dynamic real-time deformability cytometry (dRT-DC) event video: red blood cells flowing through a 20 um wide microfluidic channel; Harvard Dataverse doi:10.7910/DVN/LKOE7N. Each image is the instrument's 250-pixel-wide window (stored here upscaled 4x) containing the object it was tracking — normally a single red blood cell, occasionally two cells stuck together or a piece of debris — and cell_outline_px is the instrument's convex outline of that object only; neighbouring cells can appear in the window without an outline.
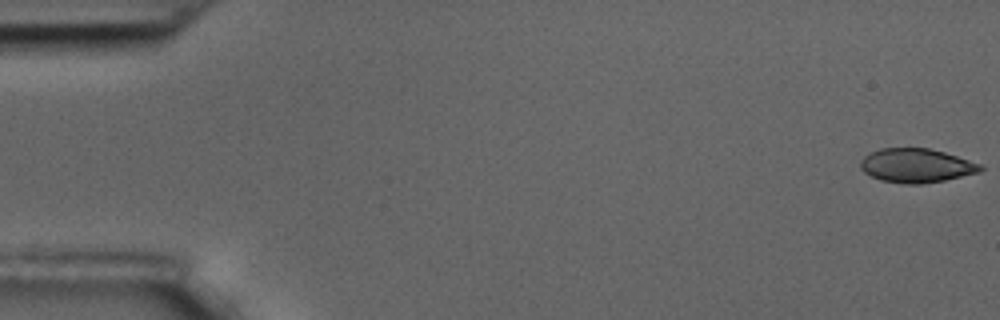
{"species": "common noctule bat (a hibernating species)", "species_latin": "Nyctalus noctula", "temperature_condition": "room temperature", "stored_images_in_passage": 59, "camera_frame_rate_fps": 3000, "um_per_image_px": 0.085, "animal": {"sex": "male", "body_mass_g": 17.5, "forearm_length_mm": 52.3}, "frame": {"image": 1, "passage_image": 1, "time_ms": 0.0, "image_size_px": [1000, 320], "cell_outline_px": [[984, 168], [980, 172], [944, 180], [920, 184], [904, 184], [880, 180], [864, 172], [860, 168], [860, 160], [864, 156], [880, 148], [928, 148], [944, 152], [984, 164]], "centroid_in_image_um": [77.91, 14.07], "position_along_channel_um": 7.1, "area_um2": 23.87}}
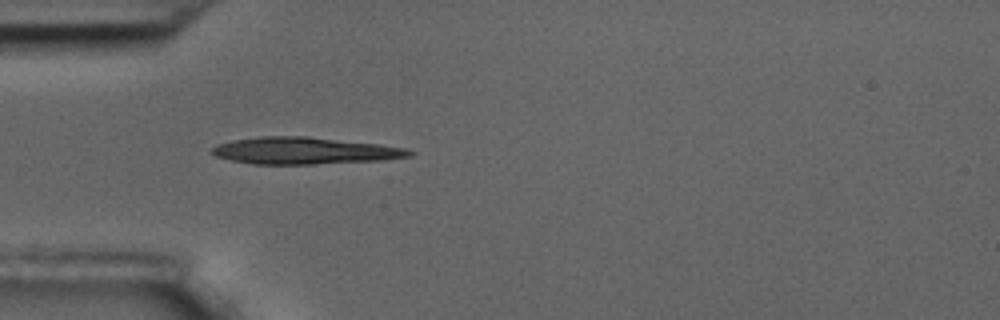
{"frame": {"image": 2, "passage_image": 18, "time_ms": 5.667, "image_size_px": [1000, 320], "cell_outline_px": [[416, 152], [412, 156], [384, 160], [312, 164], [252, 164], [228, 160], [216, 156], [212, 152], [212, 148], [220, 144], [232, 140], [260, 136], [308, 136], [380, 144], [408, 148]], "centroid_in_image_um": [25.94, 12.81], "position_along_channel_um": 59.1, "area_um2": 31.15}}